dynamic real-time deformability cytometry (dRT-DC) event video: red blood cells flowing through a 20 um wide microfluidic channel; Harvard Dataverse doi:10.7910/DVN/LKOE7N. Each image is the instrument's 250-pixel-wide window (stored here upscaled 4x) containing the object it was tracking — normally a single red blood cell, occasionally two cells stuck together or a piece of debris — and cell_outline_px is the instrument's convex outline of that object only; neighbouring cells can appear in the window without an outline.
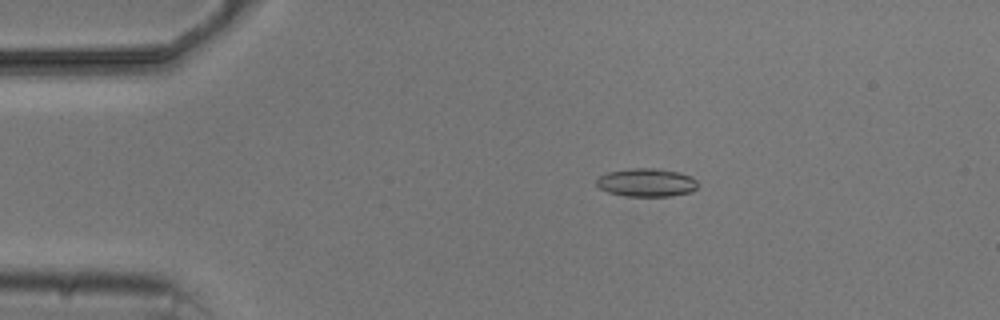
{"species": "common noctule bat (a hibernating species)", "species_latin": "Nyctalus noctula", "temperature_condition": "cold", "stored_images_in_passage": 9, "camera_frame_rate_fps": 3000, "um_per_image_px": 0.085, "animal": {"sex": "male", "body_mass_g": 20.5, "forearm_length_mm": 52.5}, "frame": {"image": 1, "passage_image": 2, "time_ms": 1.333, "image_size_px": [1000, 320], "cell_outline_px": [[696, 188], [692, 192], [672, 196], [624, 196], [608, 192], [600, 188], [596, 184], [596, 180], [600, 176], [608, 172], [628, 168], [660, 168], [680, 172], [692, 176], [696, 180]], "centroid_in_image_um": [54.97, 15.51], "position_along_channel_um": 30.0, "area_um2": 16.88}}
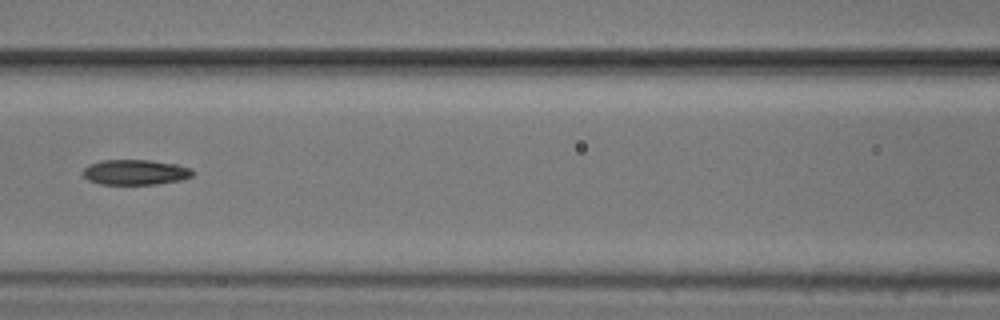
{"frame": {"image": 2, "passage_image": 6, "time_ms": 6.0, "image_size_px": [1000, 320], "cell_outline_px": [[196, 172], [192, 176], [180, 180], [156, 184], [100, 184], [88, 180], [84, 176], [84, 168], [88, 164], [100, 160], [148, 160], [176, 164], [192, 168]], "centroid_in_image_um": [11.52, 14.63], "position_along_channel_um": 155.1, "area_um2": 16.18}}
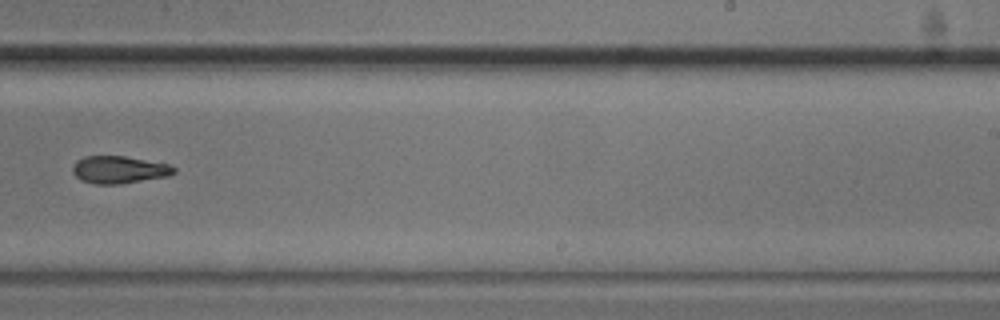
{"frame": {"image": 3, "passage_image": 9, "time_ms": 9.333, "image_size_px": [1000, 320], "cell_outline_px": [[176, 172], [168, 176], [120, 184], [96, 184], [80, 180], [72, 172], [72, 164], [76, 160], [84, 156], [124, 156], [168, 164], [176, 168]], "centroid_in_image_um": [10.09, 14.42], "position_along_channel_um": 278.9, "area_um2": 16.24}}